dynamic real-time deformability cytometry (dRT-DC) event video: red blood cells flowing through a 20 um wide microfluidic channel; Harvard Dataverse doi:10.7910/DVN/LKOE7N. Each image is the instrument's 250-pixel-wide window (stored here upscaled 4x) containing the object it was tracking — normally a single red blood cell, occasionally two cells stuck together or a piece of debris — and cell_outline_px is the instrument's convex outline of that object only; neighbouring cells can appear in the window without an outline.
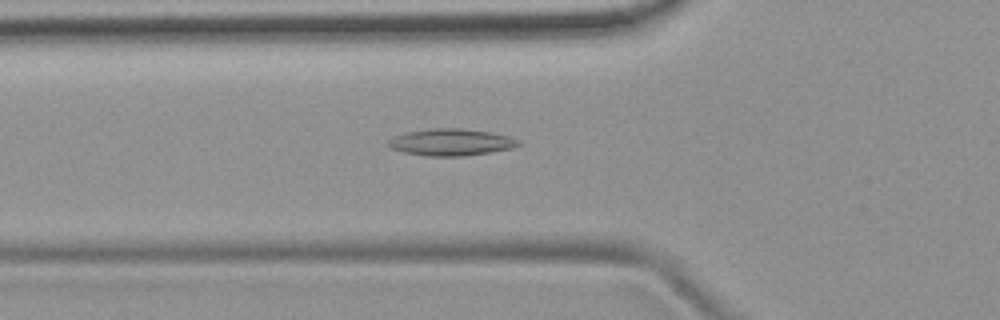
{"species": "common noctule bat (a hibernating species)", "species_latin": "Nyctalus noctula", "temperature_condition": "room temperature", "stored_images_in_passage": 37, "camera_frame_rate_fps": 3000, "um_per_image_px": 0.085, "animal": {"sex": "female", "body_mass_g": 19.9}, "frame": {"image": 1, "passage_image": 4, "time_ms": 1.0, "image_size_px": [1000, 320], "cell_outline_px": [[520, 144], [512, 148], [488, 152], [460, 156], [428, 156], [404, 152], [392, 148], [388, 144], [388, 140], [392, 136], [404, 132], [432, 128], [460, 128], [488, 132], [508, 136], [520, 140]], "centroid_in_image_um": [38.3, 12.08], "position_along_channel_um": 87.5, "area_um2": 20.17}}
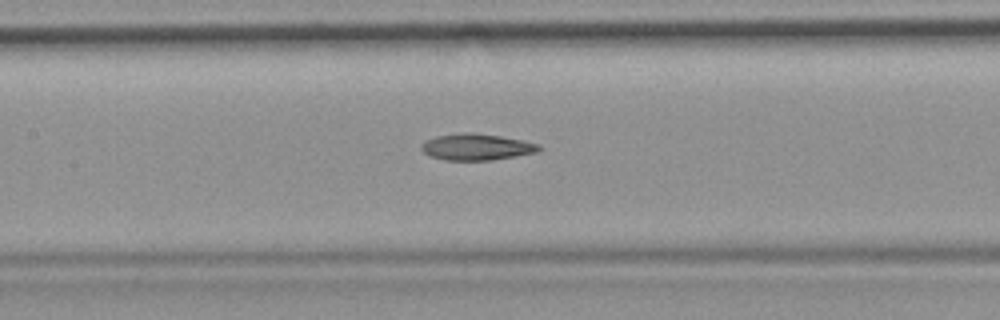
{"frame": {"image": 2, "passage_image": 10, "time_ms": 3.0, "image_size_px": [1000, 320], "cell_outline_px": [[544, 148], [540, 152], [492, 160], [444, 160], [428, 156], [420, 148], [420, 144], [424, 140], [436, 136], [464, 132], [472, 132], [500, 136], [524, 140], [540, 144]], "centroid_in_image_um": [40.53, 12.49], "position_along_channel_um": 166.9, "area_um2": 18.5}}
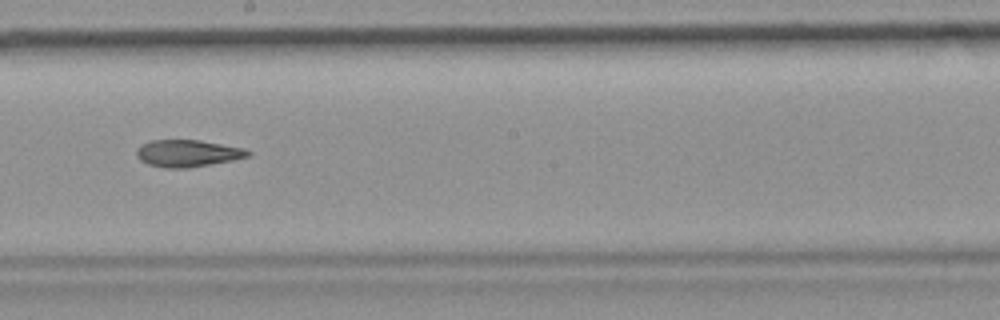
{"frame": {"image": 3, "passage_image": 15, "time_ms": 4.667, "image_size_px": [1000, 320], "cell_outline_px": [[252, 152], [248, 156], [232, 160], [184, 168], [164, 168], [148, 164], [140, 160], [136, 156], [136, 152], [140, 144], [152, 140], [200, 140], [244, 148]], "centroid_in_image_um": [15.91, 13.02], "position_along_channel_um": 232.3, "area_um2": 17.4}, "authors_computed_cell_mechanics": {"area_um2": 17.8024, "velocity_mm_per_s": 3.9402, "shape_relaxation_time_tau1_ms": null, "shape_relaxation_time_tau2_ms": 3.8238, "deformation_change_tau1": null, "deformation_change_tau2": 0.1192}}